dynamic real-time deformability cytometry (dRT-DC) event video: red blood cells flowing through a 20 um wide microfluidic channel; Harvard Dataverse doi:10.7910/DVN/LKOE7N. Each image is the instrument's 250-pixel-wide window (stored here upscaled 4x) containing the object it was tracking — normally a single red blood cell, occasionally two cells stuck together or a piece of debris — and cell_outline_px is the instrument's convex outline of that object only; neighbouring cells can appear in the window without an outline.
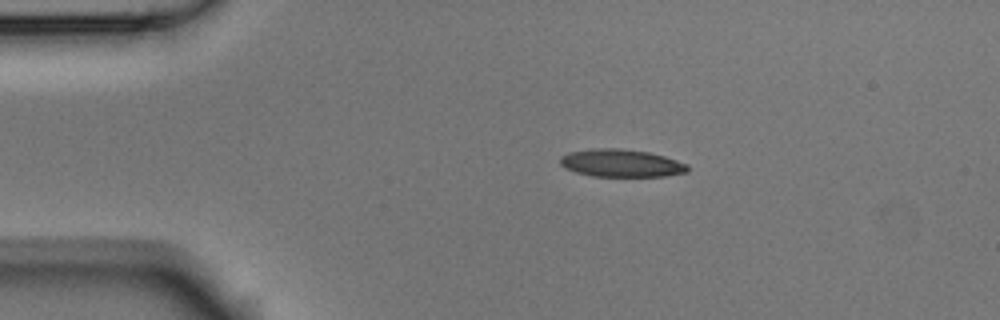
{"species": "Egyptian fruit bat (a non-hibernating species)", "species_latin": "Rousettus aegyptiacus", "temperature_condition": "room temperature", "stored_images_in_passage": 4, "camera_frame_rate_fps": 3000, "um_per_image_px": 0.085, "animal": {"sex": "male"}, "frame": {"image": 1, "passage_image": 2, "time_ms": 0.333, "image_size_px": [1000, 320], "cell_outline_px": [[688, 172], [664, 176], [592, 176], [576, 172], [564, 168], [560, 164], [560, 156], [568, 152], [592, 148], [620, 148], [648, 152], [664, 156], [688, 164]], "centroid_in_image_um": [52.77, 13.86], "position_along_channel_um": 32.2, "area_um2": 20.63}}
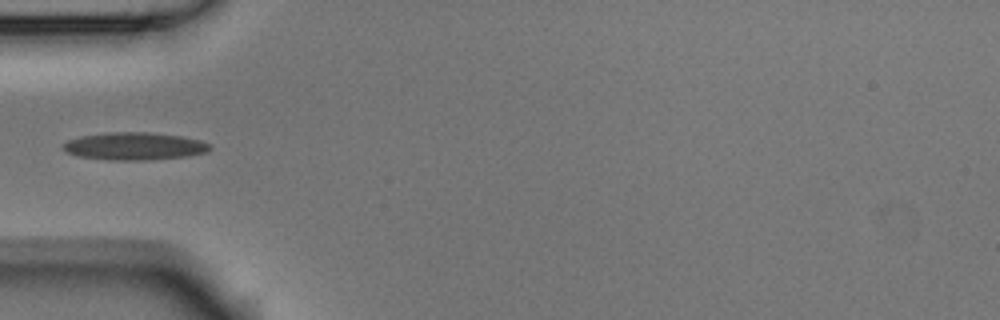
{"frame": {"image": 2, "passage_image": 4, "time_ms": 1.0, "image_size_px": [1000, 320], "cell_outline_px": [[212, 148], [208, 152], [188, 156], [144, 160], [108, 160], [76, 156], [68, 152], [64, 148], [64, 144], [68, 140], [80, 136], [108, 132], [148, 132], [180, 136], [200, 140], [208, 144]], "centroid_in_image_um": [11.43, 12.43], "position_along_channel_um": 73.6, "area_um2": 23.52}}